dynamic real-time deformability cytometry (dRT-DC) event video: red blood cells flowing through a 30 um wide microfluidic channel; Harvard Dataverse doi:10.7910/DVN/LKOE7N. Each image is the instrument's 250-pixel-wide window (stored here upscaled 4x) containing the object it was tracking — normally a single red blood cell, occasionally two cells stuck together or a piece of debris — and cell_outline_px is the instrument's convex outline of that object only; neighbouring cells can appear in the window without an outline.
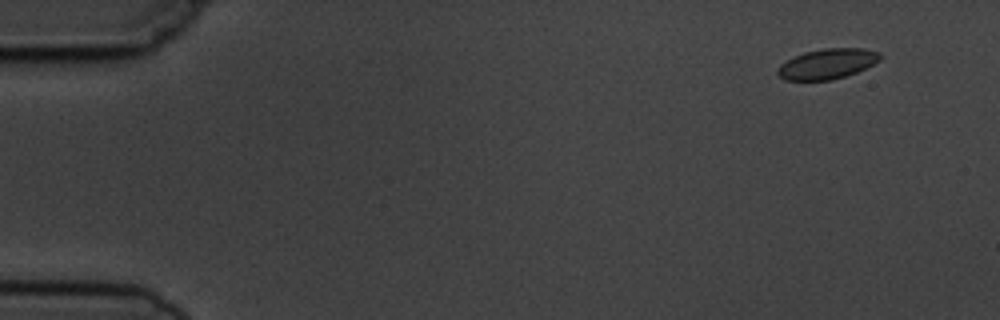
{"species": "common noctule bat (a hibernating species)", "species_latin": "Nyctalus noctula", "temperature_condition": "cold", "stored_images_in_passage": 3, "camera_frame_rate_fps": 3000, "um_per_image_px": 0.085, "animal": {"sex": "male", "body_mass_g": 19.5, "forearm_length_mm": 54.6}, "frame": {"image": 1, "passage_image": 1, "time_ms": 0.0, "image_size_px": [1000, 320], "cell_outline_px": [[884, 56], [880, 60], [856, 72], [832, 80], [784, 80], [776, 72], [780, 64], [792, 56], [804, 52], [824, 48], [864, 48], [880, 52]], "centroid_in_image_um": [70.31, 5.41], "position_along_channel_um": 14.7, "area_um2": 18.15}}